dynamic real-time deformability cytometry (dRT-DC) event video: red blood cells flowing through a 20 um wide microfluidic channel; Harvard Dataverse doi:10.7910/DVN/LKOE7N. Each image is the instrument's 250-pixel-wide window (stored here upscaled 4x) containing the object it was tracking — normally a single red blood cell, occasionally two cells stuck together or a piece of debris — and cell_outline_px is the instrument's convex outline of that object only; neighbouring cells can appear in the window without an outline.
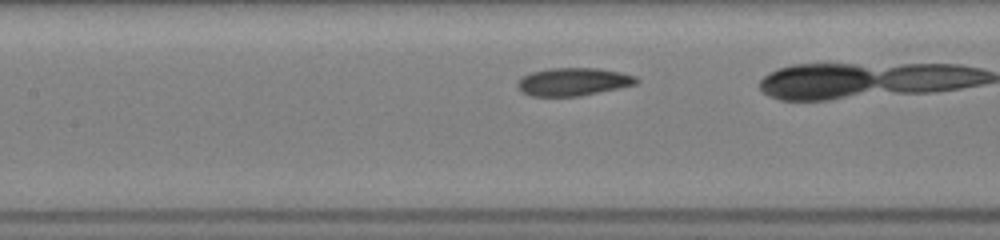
{"species": "common noctule bat (a hibernating species)", "species_latin": "Nyctalus noctula", "temperature_condition": "room temperature", "stored_images_in_passage": 24, "camera_frame_rate_fps": 3000, "um_per_image_px": 0.085, "animal": {"sex": "female", "body_mass_g": 19.5, "forearm_length_mm": 54.1}, "frame": {"image": 1, "passage_image": 8, "time_ms": 2.333, "image_size_px": [1000, 240], "cell_outline_px": [[640, 80], [636, 84], [620, 88], [580, 96], [532, 96], [520, 92], [516, 88], [516, 84], [524, 76], [532, 72], [548, 68], [600, 68], [620, 72], [636, 76]], "centroid_in_image_um": [48.73, 6.95], "position_along_channel_um": 158.7, "area_um2": 19.48}}
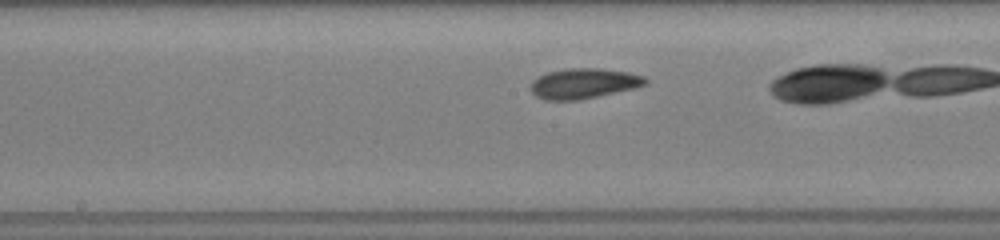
{"frame": {"image": 2, "passage_image": 11, "time_ms": 3.333, "image_size_px": [1000, 240], "cell_outline_px": [[648, 84], [632, 88], [596, 96], [576, 100], [544, 100], [536, 96], [528, 88], [532, 80], [548, 72], [568, 68], [600, 68], [628, 72], [644, 76], [648, 80]], "centroid_in_image_um": [49.58, 7.08], "position_along_channel_um": 198.6, "area_um2": 20.11}}